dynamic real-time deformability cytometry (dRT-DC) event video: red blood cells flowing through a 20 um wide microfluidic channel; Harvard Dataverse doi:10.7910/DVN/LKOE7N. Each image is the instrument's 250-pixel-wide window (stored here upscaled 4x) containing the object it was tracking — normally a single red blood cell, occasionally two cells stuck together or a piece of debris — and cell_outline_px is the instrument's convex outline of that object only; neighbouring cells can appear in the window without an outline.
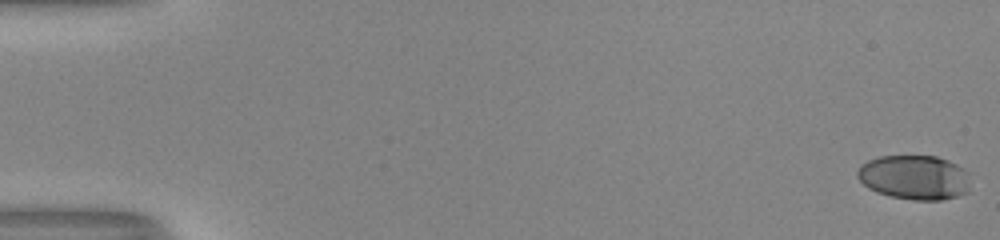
{"species": "human", "species_latin": "Homo sapiens", "temperature_condition": "room temperature", "stored_images_in_passage": 54, "camera_frame_rate_fps": 3000, "um_per_image_px": 0.085, "donor": {"sex": "male"}, "frame": {"image": 1, "passage_image": 1, "time_ms": 0.0, "image_size_px": [1000, 240], "cell_outline_px": [[968, 192], [956, 196], [940, 200], [912, 200], [892, 196], [876, 192], [868, 188], [856, 176], [856, 172], [860, 164], [868, 160], [880, 156], [936, 156], [948, 160], [964, 168], [968, 172]], "centroid_in_image_um": [77.71, 15.07], "position_along_channel_um": 7.3, "area_um2": 29.36}}
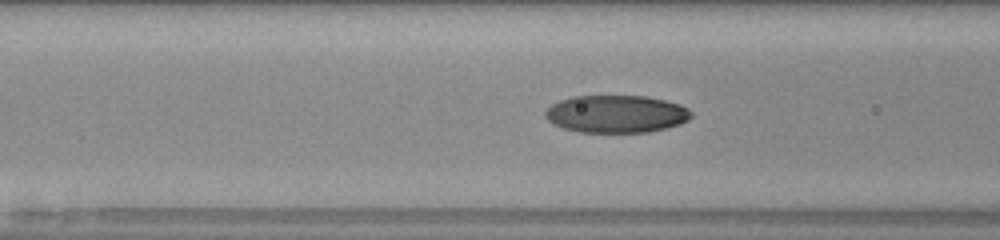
{"frame": {"image": 2, "passage_image": 23, "time_ms": 7.333, "image_size_px": [1000, 240], "cell_outline_px": [[692, 116], [688, 120], [680, 124], [668, 128], [648, 132], [580, 132], [564, 128], [552, 124], [544, 116], [544, 112], [552, 104], [560, 100], [572, 96], [644, 96], [664, 100], [680, 104], [688, 108], [692, 112]], "centroid_in_image_um": [52.38, 9.69], "position_along_channel_um": 114.2, "area_um2": 32.08}}
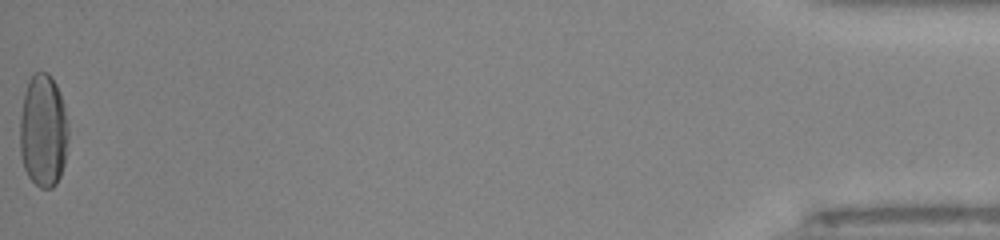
{"frame": {"image": 3, "passage_image": 54, "time_ms": 17.667, "image_size_px": [1000, 240], "cell_outline_px": [[68, 140], [64, 164], [60, 176], [56, 184], [52, 188], [40, 188], [28, 176], [24, 168], [20, 152], [20, 116], [24, 92], [28, 80], [36, 72], [48, 72], [56, 84], [60, 92], [64, 104], [68, 124]], "centroid_in_image_um": [3.68, 11.11], "position_along_channel_um": 431.5, "area_um2": 32.25}, "authors_computed_cell_mechanics": {"area_um2": 31.1253, "velocity_mm_per_s": 4.0187, "shape_relaxation_time_tau1_ms": 4.2773, "shape_relaxation_time_tau2_ms": 1.4775, "deformation_change_tau1": 0.1915, "deformation_change_tau2": 0.0312}}